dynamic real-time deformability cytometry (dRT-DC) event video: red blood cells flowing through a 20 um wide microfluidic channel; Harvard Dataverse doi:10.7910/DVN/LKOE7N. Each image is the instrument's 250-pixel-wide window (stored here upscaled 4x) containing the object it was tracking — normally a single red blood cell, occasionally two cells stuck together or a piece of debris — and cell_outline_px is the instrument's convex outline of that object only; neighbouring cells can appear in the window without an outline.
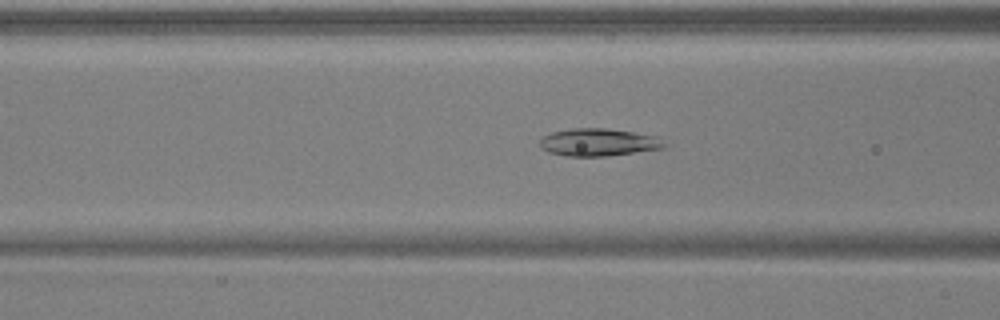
{"species": "common noctule bat (a hibernating species)", "species_latin": "Nyctalus noctula", "temperature_condition": "warm", "stored_images_in_passage": 39, "camera_frame_rate_fps": 3000, "um_per_image_px": 0.085, "animal": {"sex": "male", "body_mass_g": 17.9, "forearm_length_mm": 54.2}, "frame": {"image": 1, "passage_image": 21, "time_ms": 6.667, "image_size_px": [1000, 320], "cell_outline_px": [[668, 144], [664, 148], [608, 156], [564, 156], [548, 152], [540, 144], [540, 140], [544, 136], [552, 132], [572, 128], [604, 128], [632, 132], [656, 136]], "centroid_in_image_um": [50.89, 12.1], "position_along_channel_um": 115.7, "area_um2": 19.88}}
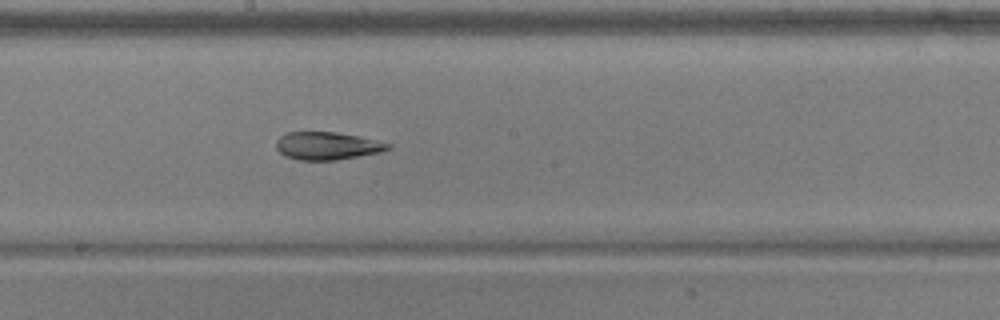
{"frame": {"image": 2, "passage_image": 29, "time_ms": 9.333, "image_size_px": [1000, 320], "cell_outline_px": [[392, 148], [384, 152], [336, 160], [300, 160], [284, 156], [276, 148], [276, 140], [280, 136], [288, 132], [336, 132], [376, 140], [392, 144]], "centroid_in_image_um": [27.84, 12.4], "position_along_channel_um": 220.4, "area_um2": 18.21}}
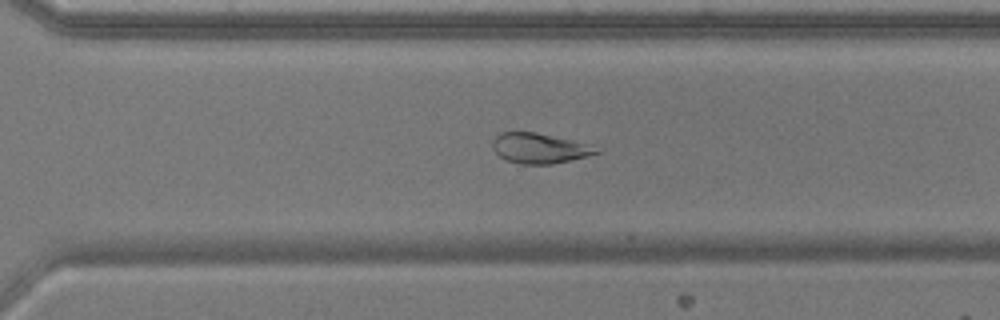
{"frame": {"image": 3, "passage_image": 37, "time_ms": 12.0, "image_size_px": [1000, 320], "cell_outline_px": [[600, 152], [588, 156], [552, 164], [520, 164], [508, 160], [500, 156], [492, 148], [492, 140], [500, 132], [536, 132], [592, 144]], "centroid_in_image_um": [45.86, 12.59], "position_along_channel_um": 324.7, "area_um2": 18.26}}